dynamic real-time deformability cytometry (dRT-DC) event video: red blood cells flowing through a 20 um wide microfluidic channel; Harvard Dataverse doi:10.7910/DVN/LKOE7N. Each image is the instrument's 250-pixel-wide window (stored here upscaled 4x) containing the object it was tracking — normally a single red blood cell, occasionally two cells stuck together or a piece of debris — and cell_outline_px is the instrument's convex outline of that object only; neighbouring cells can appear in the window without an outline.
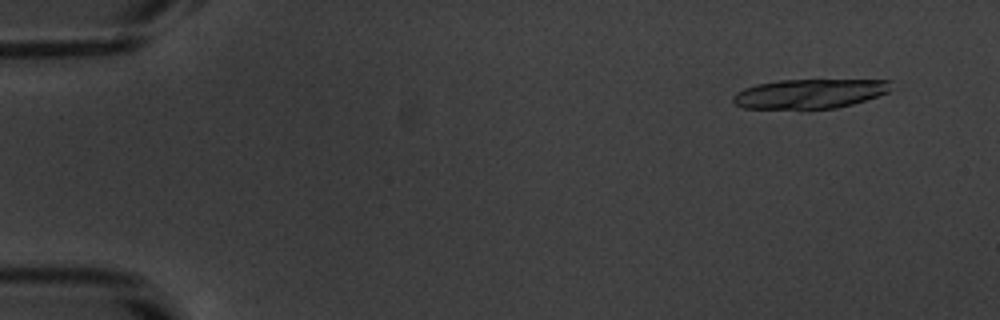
{"species": "common noctule bat (a hibernating species)", "species_latin": "Nyctalus noctula", "temperature_condition": "warm", "stored_images_in_passage": 19, "camera_frame_rate_fps": 3000, "um_per_image_px": 0.085, "animal": {"sex": "male", "body_mass_g": 20.1, "forearm_length_mm": 53.5}, "frame": {"image": 1, "passage_image": 4, "time_ms": 1.0, "image_size_px": [1000, 320], "cell_outline_px": [[892, 88], [888, 92], [852, 104], [836, 108], [744, 108], [736, 104], [732, 100], [732, 96], [736, 92], [744, 88], [756, 84], [776, 80], [892, 80]], "centroid_in_image_um": [68.81, 7.95], "position_along_channel_um": 16.2, "area_um2": 26.93}}